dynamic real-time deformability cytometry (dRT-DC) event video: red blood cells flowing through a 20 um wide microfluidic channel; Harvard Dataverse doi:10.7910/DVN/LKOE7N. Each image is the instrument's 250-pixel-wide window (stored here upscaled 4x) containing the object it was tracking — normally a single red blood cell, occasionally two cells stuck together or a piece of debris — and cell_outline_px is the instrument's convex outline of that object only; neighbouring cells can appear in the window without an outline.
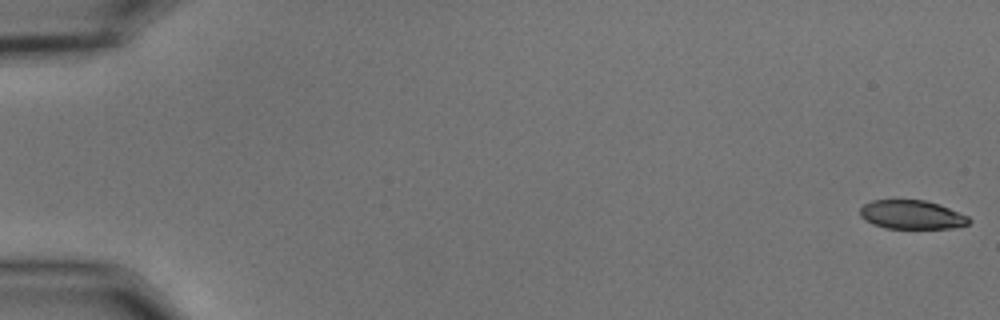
{"species": "common noctule bat (a hibernating species)", "species_latin": "Nyctalus noctula", "temperature_condition": "cold", "stored_images_in_passage": 56, "camera_frame_rate_fps": 3000, "um_per_image_px": 0.085, "animal": {"sex": "male", "body_mass_g": 15.6}, "frame": {"image": 1, "passage_image": 1, "time_ms": 0.0, "image_size_px": [1000, 320], "cell_outline_px": [[972, 220], [968, 224], [952, 228], [884, 228], [872, 224], [864, 220], [860, 216], [860, 208], [864, 204], [872, 200], [924, 200], [940, 204], [968, 216]], "centroid_in_image_um": [77.49, 18.25], "position_along_channel_um": 7.5, "area_um2": 18.38}}
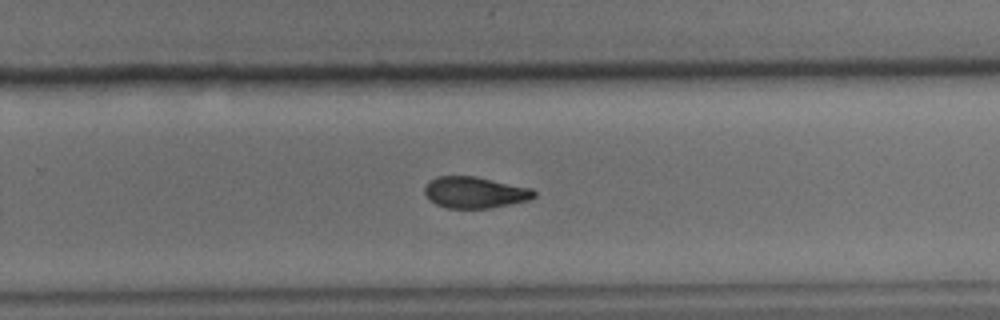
{"frame": {"image": 2, "passage_image": 37, "time_ms": 12.0, "image_size_px": [1000, 320], "cell_outline_px": [[536, 196], [532, 200], [492, 208], [448, 208], [436, 204], [428, 200], [424, 192], [424, 188], [428, 180], [436, 176], [476, 176], [532, 188], [536, 192]], "centroid_in_image_um": [40.37, 16.35], "position_along_channel_um": 289.4, "area_um2": 20.4}}
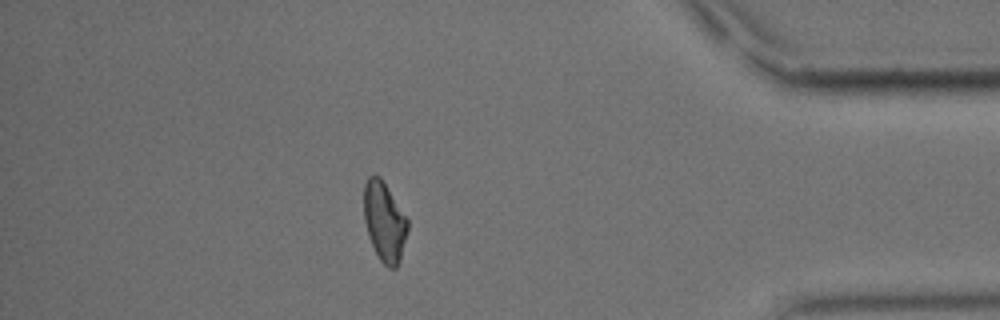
{"frame": {"image": 3, "passage_image": 49, "time_ms": 16.0, "image_size_px": [1000, 320], "cell_outline_px": [[408, 228], [400, 260], [396, 268], [388, 268], [380, 260], [368, 236], [364, 220], [364, 184], [368, 176], [380, 176], [408, 220]], "centroid_in_image_um": [32.66, 18.85], "position_along_channel_um": 402.5, "area_um2": 20.06}}